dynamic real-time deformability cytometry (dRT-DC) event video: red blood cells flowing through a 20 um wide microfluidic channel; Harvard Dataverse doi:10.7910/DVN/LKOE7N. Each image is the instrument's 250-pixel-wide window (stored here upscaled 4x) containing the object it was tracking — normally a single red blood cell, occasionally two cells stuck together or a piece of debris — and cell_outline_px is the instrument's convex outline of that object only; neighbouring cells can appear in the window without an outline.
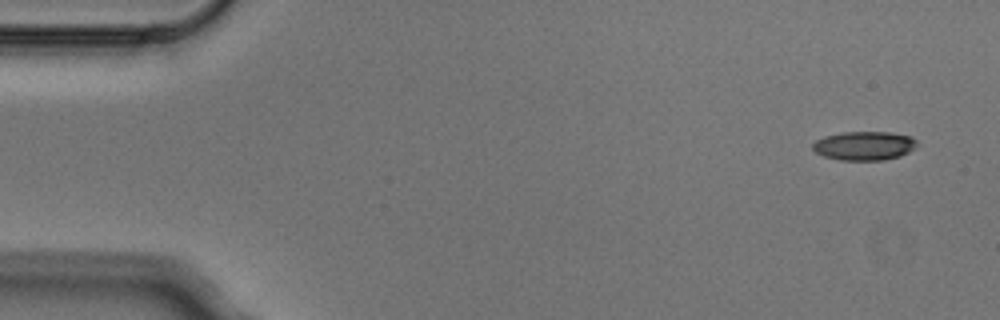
{"species": "Egyptian fruit bat (a non-hibernating species)", "species_latin": "Rousettus aegyptiacus", "temperature_condition": "cold", "stored_images_in_passage": 5, "camera_frame_rate_fps": 3000, "um_per_image_px": 0.085, "animal": {"sex": "male"}, "frame": {"image": 1, "passage_image": 1, "time_ms": 0.0, "image_size_px": [1000, 320], "cell_outline_px": [[916, 144], [908, 152], [900, 156], [884, 160], [840, 160], [824, 156], [816, 152], [812, 148], [812, 144], [816, 140], [824, 136], [844, 132], [892, 132], [912, 136], [916, 140]], "centroid_in_image_um": [73.45, 12.38], "position_along_channel_um": 11.5, "area_um2": 17.51}}
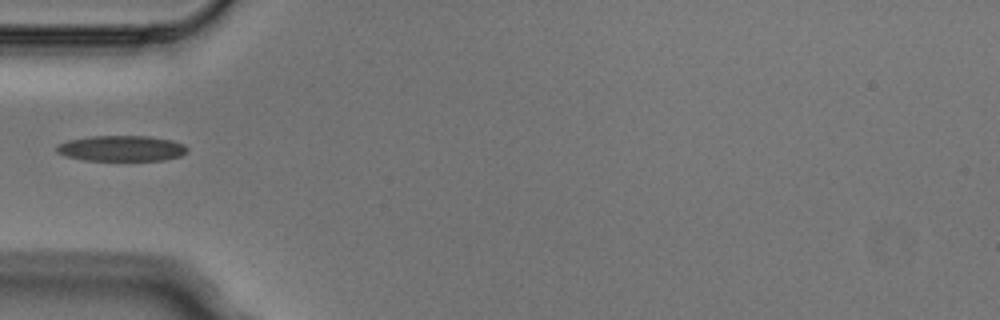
{"frame": {"image": 2, "passage_image": 4, "time_ms": 1.0, "image_size_px": [1000, 320], "cell_outline_px": [[188, 152], [180, 156], [164, 160], [84, 160], [64, 156], [56, 152], [56, 144], [68, 140], [92, 136], [148, 136], [172, 140], [184, 144], [188, 148]], "centroid_in_image_um": [10.32, 12.61], "position_along_channel_um": 74.7, "area_um2": 19.65}}
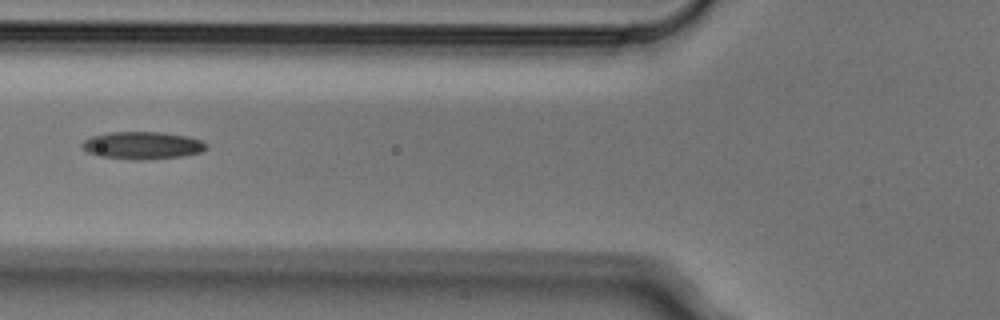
{"frame": {"image": 3, "passage_image": 5, "time_ms": 1.333, "image_size_px": [1000, 320], "cell_outline_px": [[208, 148], [200, 152], [180, 156], [140, 160], [132, 160], [100, 156], [88, 152], [80, 144], [84, 140], [92, 136], [112, 132], [160, 132], [188, 136], [200, 140], [208, 144]], "centroid_in_image_um": [12.11, 12.35], "position_along_channel_um": 113.7, "area_um2": 19.77}}